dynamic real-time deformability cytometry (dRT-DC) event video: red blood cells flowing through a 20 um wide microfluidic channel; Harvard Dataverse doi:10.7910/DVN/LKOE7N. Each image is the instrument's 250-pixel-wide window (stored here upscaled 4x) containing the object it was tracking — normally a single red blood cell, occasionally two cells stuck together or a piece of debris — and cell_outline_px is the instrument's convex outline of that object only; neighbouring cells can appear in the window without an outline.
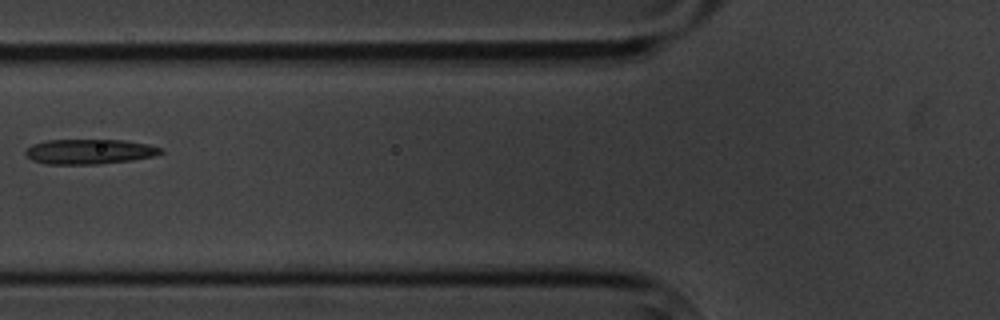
{"species": "common noctule bat (a hibernating species)", "species_latin": "Nyctalus noctula", "temperature_condition": "cold", "stored_images_in_passage": 15, "camera_frame_rate_fps": 3000, "um_per_image_px": 0.085, "animal": {"sex": "male", "body_mass_g": 20.1, "forearm_length_mm": 53.5}, "frame": {"image": 1, "passage_image": 6, "time_ms": 6.667, "image_size_px": [1000, 320], "cell_outline_px": [[164, 152], [156, 156], [132, 160], [100, 164], [48, 164], [32, 160], [24, 152], [32, 144], [48, 140], [124, 140], [148, 144], [164, 148]], "centroid_in_image_um": [7.66, 12.88], "position_along_channel_um": 118.1, "area_um2": 19.77}}
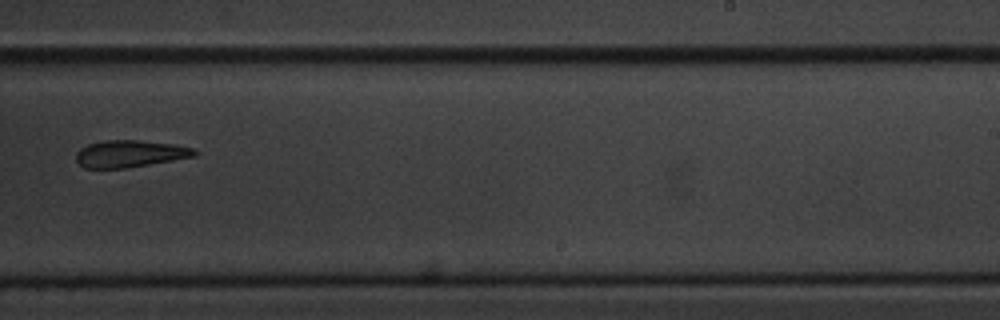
{"frame": {"image": 2, "passage_image": 10, "time_ms": 11.333, "image_size_px": [1000, 320], "cell_outline_px": [[200, 152], [196, 156], [128, 168], [84, 168], [76, 160], [76, 152], [80, 148], [88, 144], [104, 140], [136, 140], [172, 144], [192, 148]], "centroid_in_image_um": [11.04, 13.07], "position_along_channel_um": 278.0, "area_um2": 18.67}}
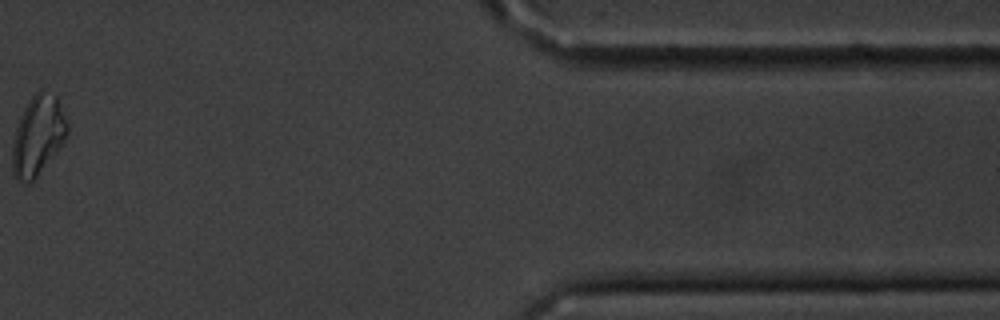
{"frame": {"image": 3, "passage_image": 14, "time_ms": 16.667, "image_size_px": [1000, 320], "cell_outline_px": [[68, 132], [64, 140], [36, 176], [32, 180], [16, 180], [12, 172], [12, 144], [16, 128], [20, 116], [24, 108], [32, 96], [40, 88], [56, 96], [68, 124]], "centroid_in_image_um": [3.2, 11.47], "position_along_channel_um": 408.2, "area_um2": 24.85}, "authors_computed_cell_mechanics": {"area_um2": 19.9988, "velocity_mm_per_s": 3.4362, "shape_relaxation_time_tau1_ms": null, "shape_relaxation_time_tau2_ms": 6.0497, "deformation_change_tau1": null, "deformation_change_tau2": 0.1499}}